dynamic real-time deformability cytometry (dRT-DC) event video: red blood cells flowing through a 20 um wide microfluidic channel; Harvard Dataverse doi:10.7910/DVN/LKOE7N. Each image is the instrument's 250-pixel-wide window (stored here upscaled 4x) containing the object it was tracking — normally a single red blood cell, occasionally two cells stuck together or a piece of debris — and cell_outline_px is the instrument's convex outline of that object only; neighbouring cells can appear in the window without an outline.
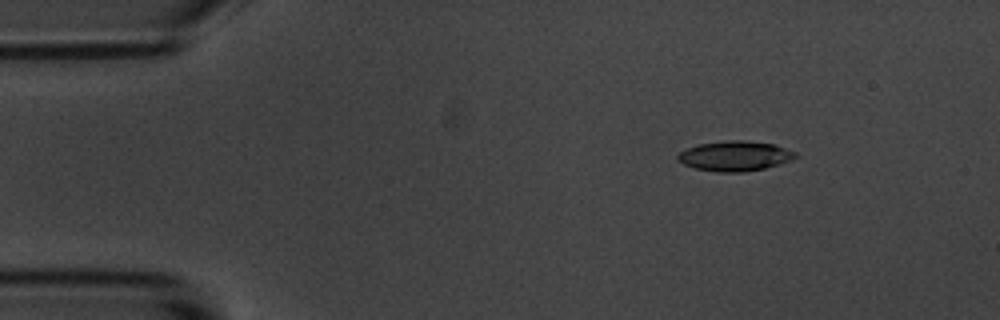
{"species": "common noctule bat (a hibernating species)", "species_latin": "Nyctalus noctula", "temperature_condition": "room temperature", "stored_images_in_passage": 3, "camera_frame_rate_fps": 3000, "um_per_image_px": 0.085, "animal": {"sex": "male", "body_mass_g": 20.1, "forearm_length_mm": 53.5}, "frame": {"image": 1, "passage_image": 1, "time_ms": 0.0, "image_size_px": [1000, 320], "cell_outline_px": [[796, 156], [792, 160], [780, 164], [764, 168], [744, 172], [716, 172], [696, 168], [684, 164], [676, 160], [676, 156], [680, 152], [688, 148], [700, 144], [724, 140], [744, 140], [772, 144], [796, 152]], "centroid_in_image_um": [62.45, 13.26], "position_along_channel_um": 22.6, "area_um2": 20.46}}